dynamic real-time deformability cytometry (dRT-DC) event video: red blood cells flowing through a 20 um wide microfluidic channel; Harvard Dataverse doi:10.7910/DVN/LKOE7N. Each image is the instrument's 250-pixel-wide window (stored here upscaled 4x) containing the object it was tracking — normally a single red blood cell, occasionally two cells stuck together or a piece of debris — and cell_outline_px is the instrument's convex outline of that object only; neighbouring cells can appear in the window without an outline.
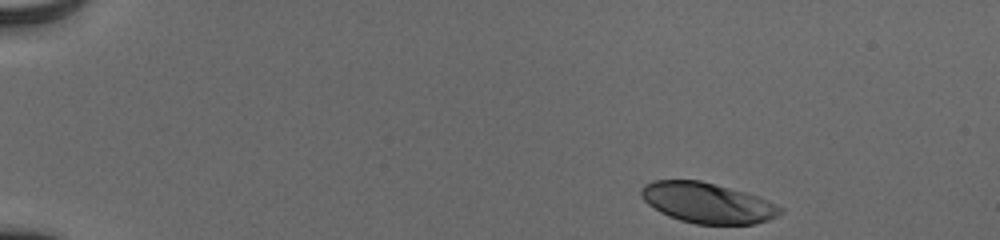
{"species": "human", "species_latin": "Homo sapiens", "temperature_condition": "cold", "stored_images_in_passage": 48, "camera_frame_rate_fps": 3000, "um_per_image_px": 0.085, "donor": {"sex": "male"}, "frame": {"image": 1, "passage_image": 1, "time_ms": 0.0, "image_size_px": [1000, 240], "cell_outline_px": [[784, 212], [768, 220], [756, 224], [696, 224], [680, 220], [668, 216], [660, 212], [648, 204], [640, 196], [640, 188], [644, 184], [652, 180], [700, 180], [744, 192], [756, 196], [784, 208]], "centroid_in_image_um": [60.1, 17.24], "position_along_channel_um": 24.9, "area_um2": 32.71}}
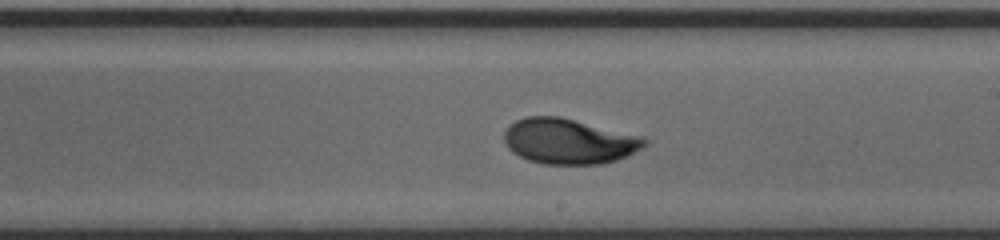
{"frame": {"image": 2, "passage_image": 27, "time_ms": 8.667, "image_size_px": [1000, 240], "cell_outline_px": [[648, 144], [628, 156], [604, 164], [544, 164], [528, 160], [512, 152], [508, 148], [504, 140], [504, 132], [508, 124], [524, 116], [560, 116], [644, 136], [648, 140]], "centroid_in_image_um": [48.37, 12.0], "position_along_channel_um": 240.6, "area_um2": 37.57}}
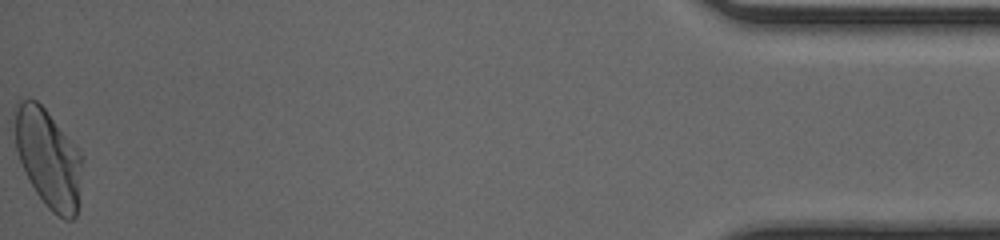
{"frame": {"image": 3, "passage_image": 48, "time_ms": 15.667, "image_size_px": [1000, 240], "cell_outline_px": [[84, 160], [80, 204], [76, 216], [72, 220], [64, 220], [52, 212], [44, 204], [36, 192], [20, 160], [16, 148], [16, 104], [20, 100], [36, 100], [44, 108], [80, 148], [84, 156]], "centroid_in_image_um": [4.21, 13.52], "position_along_channel_um": 431.0, "area_um2": 39.13}, "authors_computed_cell_mechanics": {"area_um2": 36.6741, "velocity_mm_per_s": 3.8844, "shape_relaxation_time_tau1_ms": 3.8172, "shape_relaxation_time_tau2_ms": 0.8372, "deformation_change_tau1": 0.1815, "deformation_change_tau2": 0.0352}}